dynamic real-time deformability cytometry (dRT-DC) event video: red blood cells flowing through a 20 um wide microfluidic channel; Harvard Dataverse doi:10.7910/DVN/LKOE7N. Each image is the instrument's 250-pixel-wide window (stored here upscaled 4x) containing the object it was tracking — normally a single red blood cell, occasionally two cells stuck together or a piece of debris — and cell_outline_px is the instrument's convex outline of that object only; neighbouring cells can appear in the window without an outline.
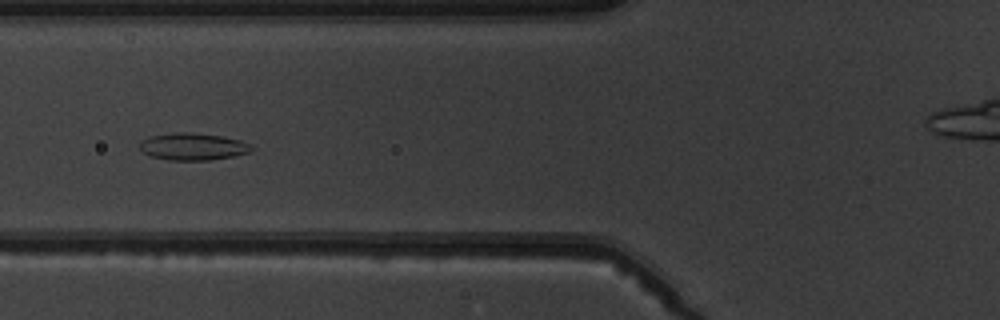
{"species": "common noctule bat (a hibernating species)", "species_latin": "Nyctalus noctula", "temperature_condition": "warm", "stored_images_in_passage": 8, "camera_frame_rate_fps": 3000, "um_per_image_px": 0.085, "animal": {"sex": "male", "body_mass_g": 19.5, "forearm_length_mm": 54.6}, "frame": {"image": 1, "passage_image": 7, "time_ms": 7.0, "image_size_px": [1000, 320], "cell_outline_px": [[256, 148], [248, 152], [236, 156], [208, 160], [168, 160], [152, 156], [144, 152], [140, 148], [140, 140], [148, 136], [172, 132], [192, 132], [224, 136], [240, 140]], "centroid_in_image_um": [16.39, 12.44], "position_along_channel_um": 109.4, "area_um2": 17.86}}
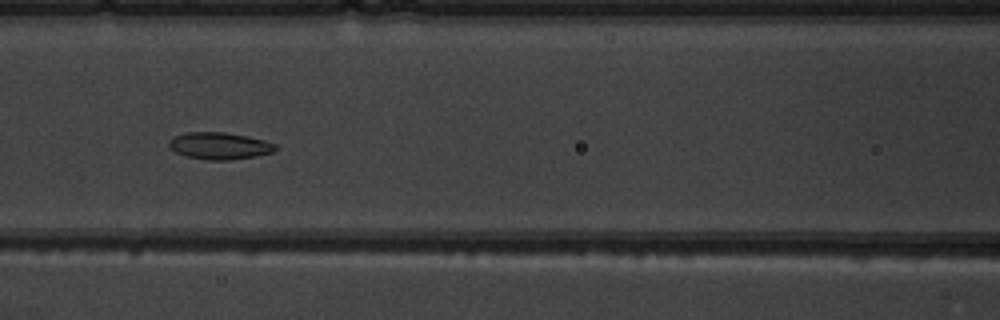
{"frame": {"image": 2, "passage_image": 8, "time_ms": 8.0, "image_size_px": [1000, 320], "cell_outline_px": [[280, 148], [272, 152], [256, 156], [228, 160], [208, 160], [184, 156], [176, 152], [168, 144], [168, 140], [172, 136], [188, 132], [224, 132], [248, 136], [264, 140], [276, 144]], "centroid_in_image_um": [18.66, 12.39], "position_along_channel_um": 147.9, "area_um2": 16.88}}